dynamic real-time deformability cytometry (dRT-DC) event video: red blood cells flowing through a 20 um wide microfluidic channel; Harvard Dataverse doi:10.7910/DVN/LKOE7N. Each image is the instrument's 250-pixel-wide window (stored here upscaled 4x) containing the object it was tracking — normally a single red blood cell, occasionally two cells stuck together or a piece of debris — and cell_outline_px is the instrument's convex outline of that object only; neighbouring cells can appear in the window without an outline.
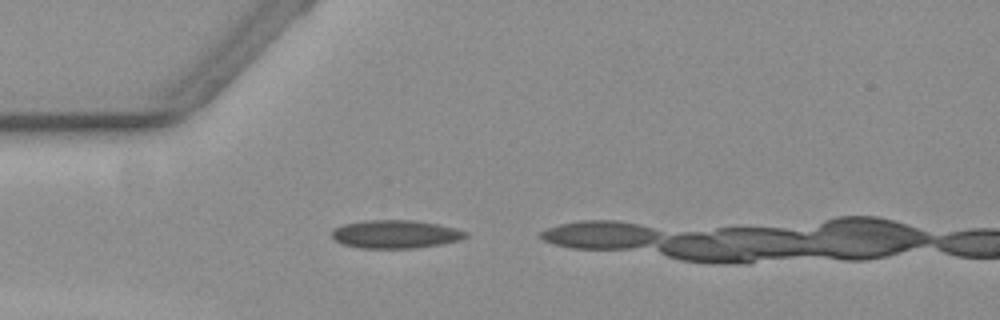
{"species": "common noctule bat (a hibernating species)", "species_latin": "Nyctalus noctula", "temperature_condition": "warm", "stored_images_in_passage": 8, "camera_frame_rate_fps": 3000, "um_per_image_px": 0.085, "animal": {"sex": "female", "body_mass_g": 19.3, "forearm_length_mm": 54.1}, "frame": {"image": 1, "passage_image": 4, "time_ms": 1.0, "image_size_px": [1000, 320], "cell_outline_px": [[468, 236], [460, 240], [440, 244], [416, 248], [360, 248], [344, 244], [336, 240], [332, 236], [332, 228], [344, 224], [364, 220], [416, 220], [456, 228], [468, 232]], "centroid_in_image_um": [33.62, 19.9], "position_along_channel_um": 51.4, "area_um2": 22.02}}